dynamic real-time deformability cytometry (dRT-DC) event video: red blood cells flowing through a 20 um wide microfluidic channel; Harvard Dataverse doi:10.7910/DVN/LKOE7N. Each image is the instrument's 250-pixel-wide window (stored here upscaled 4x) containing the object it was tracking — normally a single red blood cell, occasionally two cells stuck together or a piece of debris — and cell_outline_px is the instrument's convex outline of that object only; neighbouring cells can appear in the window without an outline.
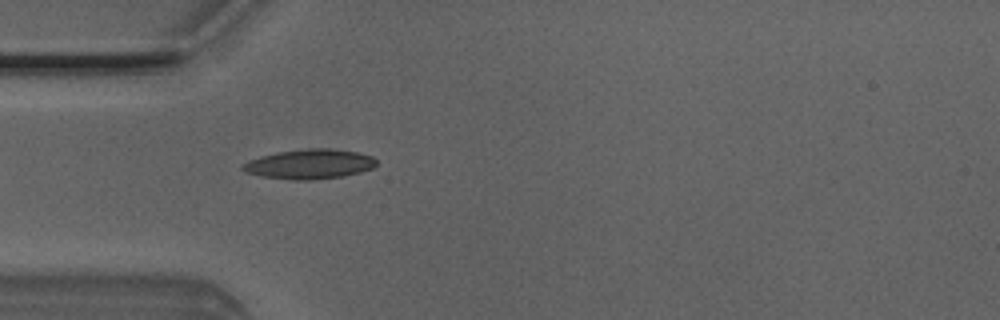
{"species": "Egyptian fruit bat (a non-hibernating species)", "species_latin": "Rousettus aegyptiacus", "temperature_condition": "room temperature", "stored_images_in_passage": 4, "camera_frame_rate_fps": 3000, "um_per_image_px": 0.085, "animal": {"sex": "male"}, "frame": {"image": 1, "passage_image": 4, "time_ms": 1.0, "image_size_px": [1000, 320], "cell_outline_px": [[376, 164], [372, 168], [360, 172], [344, 176], [312, 180], [292, 180], [264, 176], [248, 172], [240, 168], [240, 164], [248, 160], [280, 152], [308, 148], [332, 148], [360, 152], [372, 156], [376, 160]], "centroid_in_image_um": [26.35, 13.94], "position_along_channel_um": 58.6, "area_um2": 23.06}}